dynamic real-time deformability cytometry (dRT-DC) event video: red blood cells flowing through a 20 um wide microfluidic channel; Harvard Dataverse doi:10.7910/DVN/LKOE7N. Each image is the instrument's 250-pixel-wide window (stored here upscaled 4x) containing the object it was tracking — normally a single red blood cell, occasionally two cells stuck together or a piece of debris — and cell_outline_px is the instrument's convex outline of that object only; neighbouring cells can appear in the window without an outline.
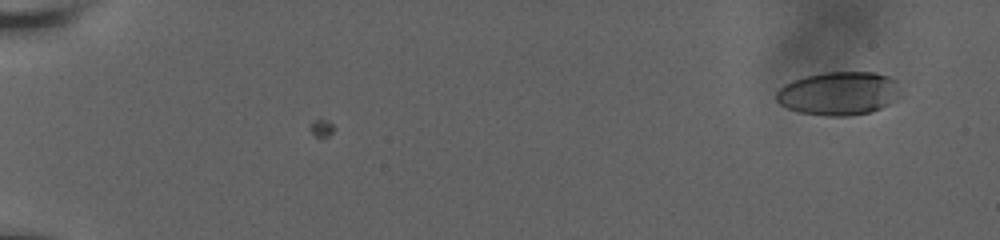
{"species": "human", "species_latin": "Homo sapiens", "temperature_condition": "room temperature", "stored_images_in_passage": 2, "camera_frame_rate_fps": 3000, "um_per_image_px": 0.085, "donor": {"sex": "male"}, "frame": {"image": 1, "passage_image": 1, "time_ms": 0.0, "image_size_px": [1000, 240], "cell_outline_px": [[904, 96], [872, 112], [848, 116], [824, 116], [800, 112], [788, 108], [780, 104], [776, 100], [776, 92], [784, 84], [792, 80], [804, 76], [824, 72], [876, 72], [888, 76], [896, 80]], "centroid_in_image_um": [71.34, 7.93], "position_along_channel_um": 13.7, "area_um2": 31.96}}